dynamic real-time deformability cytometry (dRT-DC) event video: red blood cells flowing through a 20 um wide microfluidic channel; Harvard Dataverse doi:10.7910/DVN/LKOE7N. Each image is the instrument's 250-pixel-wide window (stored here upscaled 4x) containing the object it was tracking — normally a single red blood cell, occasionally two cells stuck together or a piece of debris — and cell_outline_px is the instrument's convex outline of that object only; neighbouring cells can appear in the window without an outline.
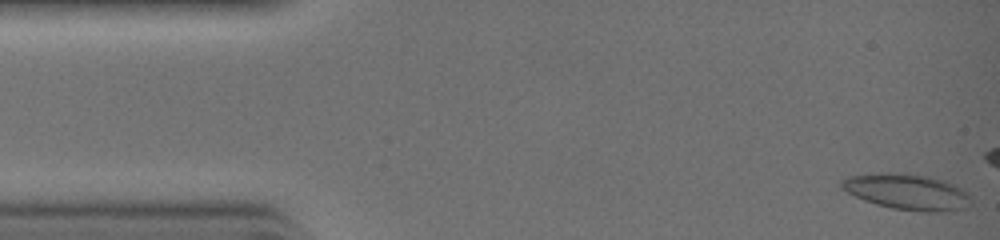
{"species": "common noctule bat (a hibernating species)", "species_latin": "Nyctalus noctula", "temperature_condition": "warm", "stored_images_in_passage": 8, "camera_frame_rate_fps": 3000, "um_per_image_px": 0.085, "animal": {"sex": "female", "body_mass_g": 19.0, "forearm_length_mm": 51.5}, "frame": {"image": 1, "passage_image": 1, "time_ms": 0.0, "image_size_px": [1000, 240], "cell_outline_px": [[972, 204], [968, 208], [940, 212], [924, 212], [892, 208], [876, 204], [864, 200], [840, 188], [840, 180], [848, 176], [888, 172], [932, 176], [944, 180], [968, 192], [972, 200]], "centroid_in_image_um": [77.14, 16.31], "position_along_channel_um": 7.9, "area_um2": 27.22}}